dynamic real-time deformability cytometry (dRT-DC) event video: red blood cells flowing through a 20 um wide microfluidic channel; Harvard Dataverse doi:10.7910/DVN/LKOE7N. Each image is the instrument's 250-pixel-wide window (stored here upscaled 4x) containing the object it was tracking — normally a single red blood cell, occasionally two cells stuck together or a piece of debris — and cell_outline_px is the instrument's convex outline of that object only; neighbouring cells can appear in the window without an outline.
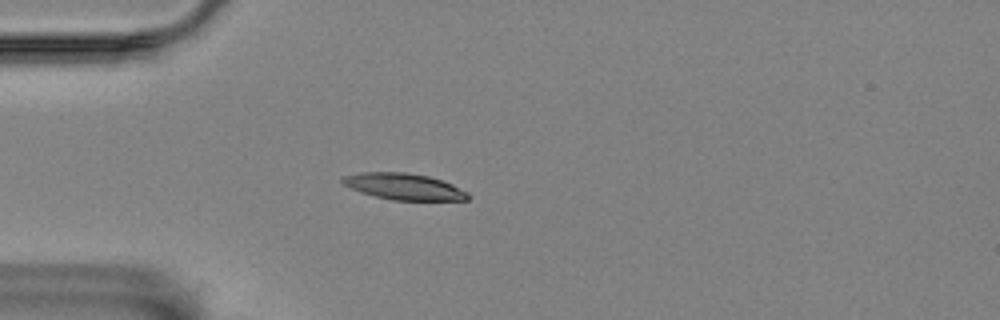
{"species": "Egyptian fruit bat (a non-hibernating species)", "species_latin": "Rousettus aegyptiacus", "temperature_condition": "room temperature", "stored_images_in_passage": 5, "camera_frame_rate_fps": 3000, "um_per_image_px": 0.085, "animal": {"sex": "female"}, "frame": {"image": 1, "passage_image": 5, "time_ms": 5.667, "image_size_px": [1000, 320], "cell_outline_px": [[468, 200], [392, 200], [360, 192], [344, 184], [340, 180], [344, 176], [360, 172], [404, 172], [428, 176], [452, 184], [468, 192]], "centroid_in_image_um": [34.33, 15.85], "position_along_channel_um": 50.7, "area_um2": 19.07}}